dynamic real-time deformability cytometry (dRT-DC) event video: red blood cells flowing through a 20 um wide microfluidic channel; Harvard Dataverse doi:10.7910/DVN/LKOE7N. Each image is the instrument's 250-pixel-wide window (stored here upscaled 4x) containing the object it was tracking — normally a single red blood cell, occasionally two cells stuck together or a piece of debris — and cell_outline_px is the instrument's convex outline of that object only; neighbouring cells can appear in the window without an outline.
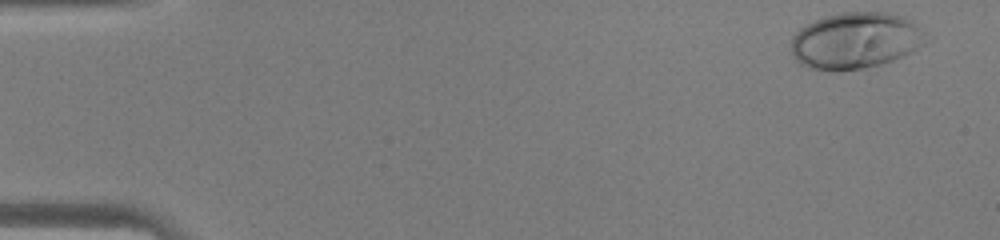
{"species": "human", "species_latin": "Homo sapiens", "temperature_condition": "warm", "stored_images_in_passage": 44, "camera_frame_rate_fps": 3000, "um_per_image_px": 0.085, "donor": {"sex": "male"}, "frame": {"image": 1, "passage_image": 1, "time_ms": 0.0, "image_size_px": [1000, 240], "cell_outline_px": [[932, 40], [912, 52], [892, 60], [880, 64], [864, 68], [808, 68], [800, 64], [796, 60], [792, 52], [792, 36], [800, 28], [824, 16], [840, 12], [888, 12], [904, 16], [912, 20]], "centroid_in_image_um": [72.79, 3.4], "position_along_channel_um": 12.2, "area_um2": 44.04}}
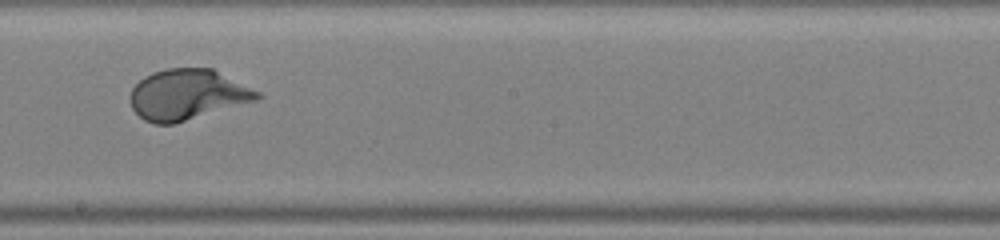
{"frame": {"image": 2, "passage_image": 25, "time_ms": 8.0, "image_size_px": [1000, 240], "cell_outline_px": [[260, 96], [256, 100], [172, 124], [156, 124], [144, 120], [132, 108], [128, 100], [128, 96], [132, 88], [144, 76], [152, 72], [168, 68], [212, 68], [260, 92]], "centroid_in_image_um": [15.87, 8.03], "position_along_channel_um": 232.3, "area_um2": 37.11}}
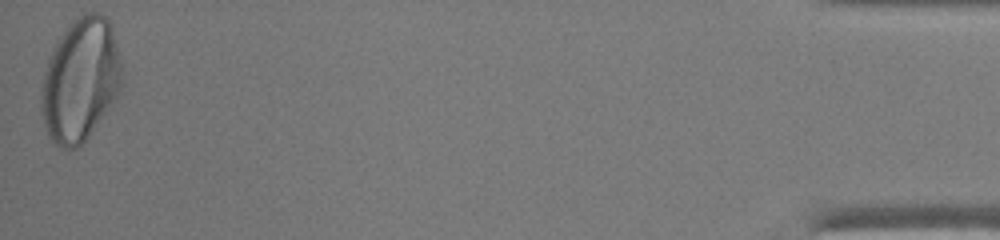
{"frame": {"image": 3, "passage_image": 44, "time_ms": 14.333, "image_size_px": [1000, 240], "cell_outline_px": [[124, 80], [116, 96], [108, 108], [88, 136], [76, 148], [64, 148], [56, 144], [48, 136], [44, 124], [40, 108], [40, 92], [44, 72], [48, 60], [60, 36], [80, 16], [88, 12], [100, 12], [108, 20], [112, 28], [124, 72]], "centroid_in_image_um": [6.84, 6.8], "position_along_channel_um": 428.4, "area_um2": 57.4}}